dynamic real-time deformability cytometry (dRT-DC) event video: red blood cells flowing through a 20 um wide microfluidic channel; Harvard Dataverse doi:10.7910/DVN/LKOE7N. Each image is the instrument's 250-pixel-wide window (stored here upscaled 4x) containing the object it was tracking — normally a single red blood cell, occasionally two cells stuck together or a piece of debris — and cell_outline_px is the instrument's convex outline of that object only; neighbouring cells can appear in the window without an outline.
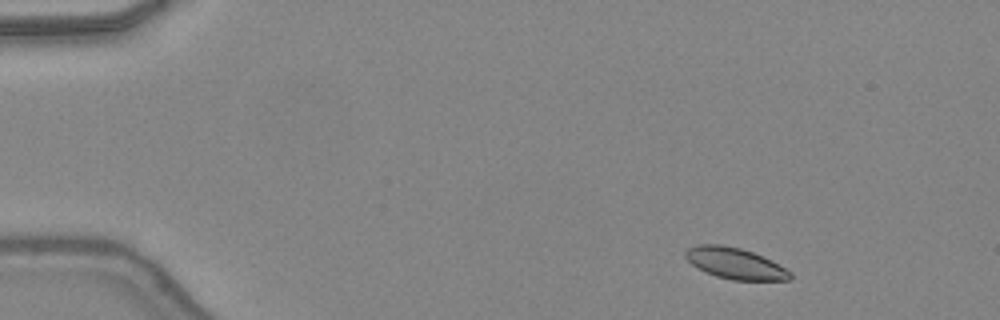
{"species": "common noctule bat (a hibernating species)", "species_latin": "Nyctalus noctula", "temperature_condition": "warm", "stored_images_in_passage": 46, "camera_frame_rate_fps": 3000, "um_per_image_px": 0.085, "animal": {"sex": "female", "body_mass_g": 24.6, "forearm_length_mm": 56.2}, "frame": {"image": 1, "passage_image": 4, "time_ms": 1.0, "image_size_px": [1000, 320], "cell_outline_px": [[792, 280], [732, 280], [716, 276], [692, 264], [684, 256], [684, 252], [688, 248], [696, 244], [720, 244], [740, 248], [752, 252], [792, 272]], "centroid_in_image_um": [62.46, 22.38], "position_along_channel_um": 22.5, "area_um2": 18.67}}
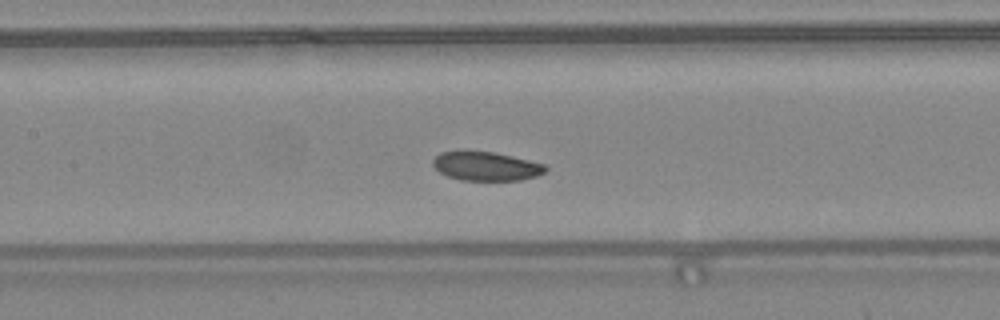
{"frame": {"image": 2, "passage_image": 21, "time_ms": 6.667, "image_size_px": [1000, 320], "cell_outline_px": [[548, 168], [544, 172], [536, 176], [520, 180], [460, 180], [448, 176], [440, 172], [432, 164], [432, 160], [440, 152], [464, 148], [492, 152], [512, 156], [544, 164]], "centroid_in_image_um": [41.25, 14.09], "position_along_channel_um": 166.1, "area_um2": 19.36}}
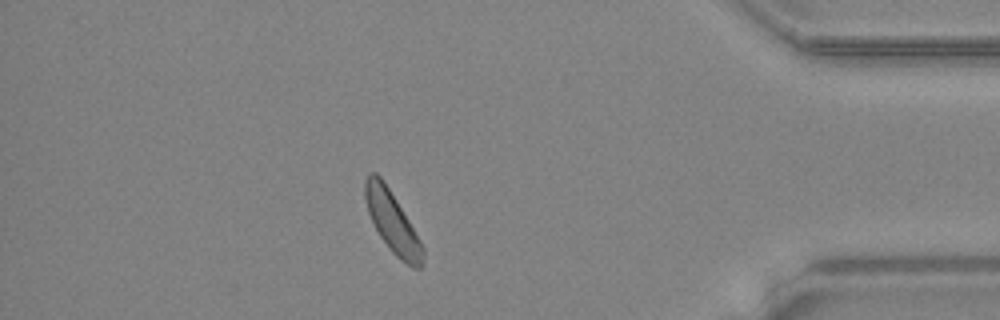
{"frame": {"image": 3, "passage_image": 40, "time_ms": 13.0, "image_size_px": [1000, 320], "cell_outline_px": [[424, 256], [420, 268], [412, 268], [400, 260], [392, 252], [380, 236], [368, 212], [364, 196], [364, 180], [368, 172], [376, 172], [380, 176], [396, 200], [420, 240], [424, 248]], "centroid_in_image_um": [33.33, 18.87], "position_along_channel_um": 401.9, "area_um2": 20.23}, "authors_computed_cell_mechanics": {"area_um2": 20.0566, "velocity_mm_per_s": 4.3222, "shape_relaxation_time_tau1_ms": 3.7479, "shape_relaxation_time_tau2_ms": 5.4024, "deformation_change_tau1": 0.0643, "deformation_change_tau2": 0.1266}}